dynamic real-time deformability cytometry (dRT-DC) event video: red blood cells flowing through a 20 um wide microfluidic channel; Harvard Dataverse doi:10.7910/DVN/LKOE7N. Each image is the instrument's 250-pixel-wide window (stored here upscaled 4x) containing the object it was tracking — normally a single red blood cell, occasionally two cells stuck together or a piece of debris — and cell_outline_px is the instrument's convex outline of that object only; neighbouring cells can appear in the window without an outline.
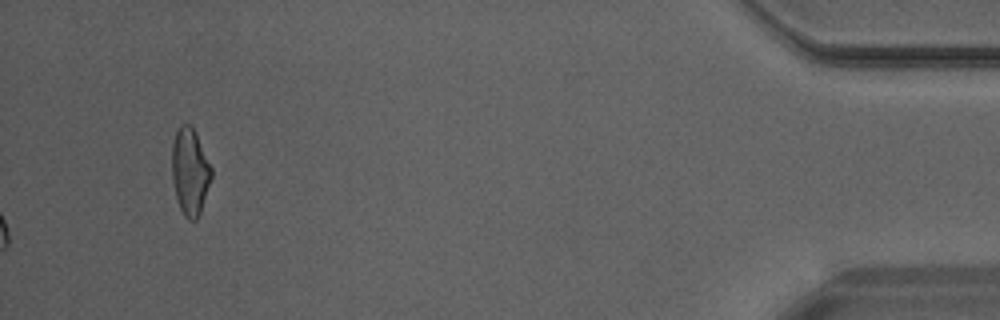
{"species": "Egyptian fruit bat (a non-hibernating species)", "species_latin": "Rousettus aegyptiacus", "temperature_condition": "warm", "stored_images_in_passage": 33, "camera_frame_rate_fps": 3000, "um_per_image_px": 0.085, "animal": {"sex": "male"}, "frame": {"image": 1, "passage_image": 33, "time_ms": 10.667, "image_size_px": [1000, 320], "cell_outline_px": [[212, 176], [200, 212], [196, 220], [188, 220], [184, 216], [180, 208], [176, 196], [172, 180], [172, 144], [176, 132], [180, 124], [188, 124], [196, 132], [212, 168]], "centroid_in_image_um": [16.14, 14.57], "position_along_channel_um": 419.1, "area_um2": 19.88}}